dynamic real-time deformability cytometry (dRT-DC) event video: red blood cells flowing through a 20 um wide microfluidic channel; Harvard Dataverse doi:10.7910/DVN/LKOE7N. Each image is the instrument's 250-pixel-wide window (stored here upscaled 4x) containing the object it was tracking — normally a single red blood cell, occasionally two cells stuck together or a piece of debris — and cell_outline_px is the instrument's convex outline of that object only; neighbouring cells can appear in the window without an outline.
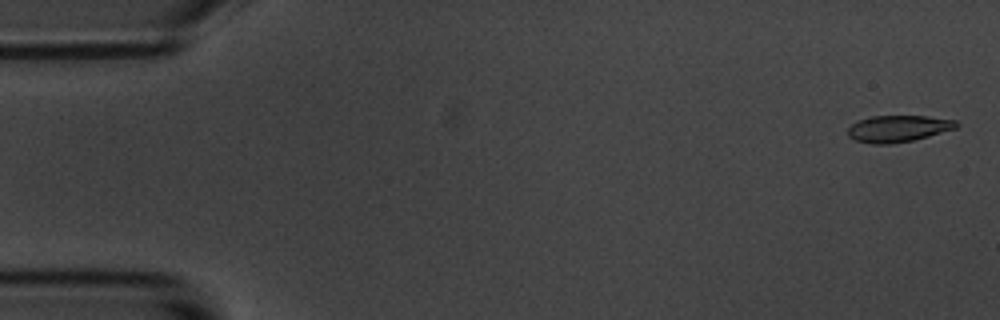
{"species": "common noctule bat (a hibernating species)", "species_latin": "Nyctalus noctula", "temperature_condition": "room temperature", "stored_images_in_passage": 58, "camera_frame_rate_fps": 3000, "um_per_image_px": 0.085, "animal": {"sex": "male", "body_mass_g": 20.1, "forearm_length_mm": 53.5}, "frame": {"image": 1, "passage_image": 2, "time_ms": 0.333, "image_size_px": [1000, 320], "cell_outline_px": [[960, 124], [956, 128], [928, 136], [912, 140], [888, 144], [872, 144], [856, 140], [848, 136], [848, 128], [852, 124], [860, 120], [872, 116], [928, 116], [956, 120]], "centroid_in_image_um": [76.36, 10.93], "position_along_channel_um": 8.6, "area_um2": 16.7}}
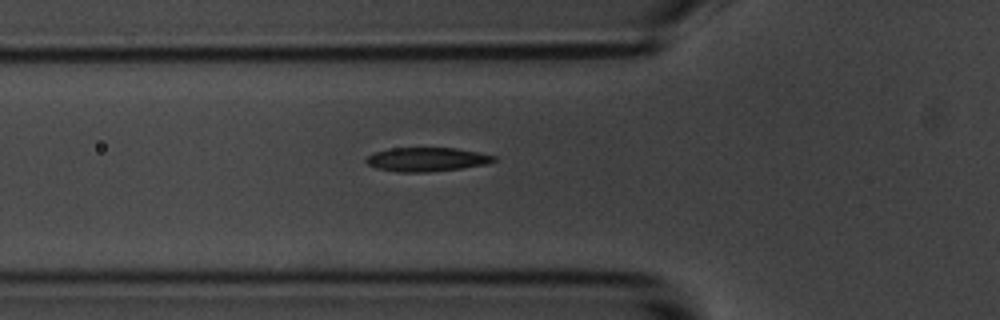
{"frame": {"image": 2, "passage_image": 20, "time_ms": 6.333, "image_size_px": [1000, 320], "cell_outline_px": [[496, 160], [488, 164], [460, 168], [428, 172], [396, 172], [376, 168], [368, 164], [364, 160], [372, 152], [392, 148], [456, 148], [496, 156]], "centroid_in_image_um": [36.24, 13.55], "position_along_channel_um": 89.6, "area_um2": 17.8}}
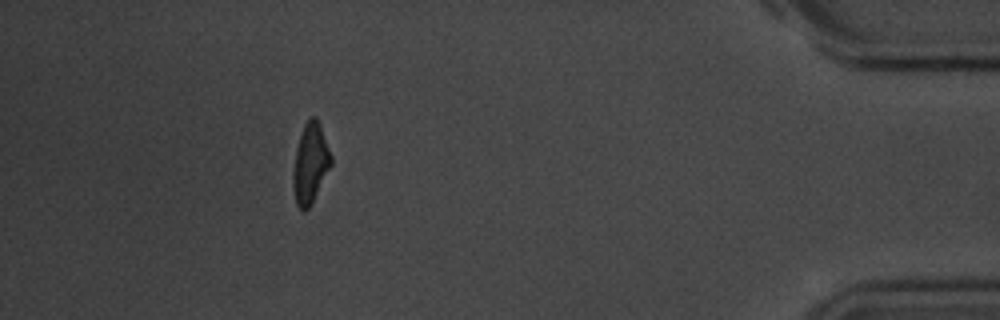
{"frame": {"image": 3, "passage_image": 52, "time_ms": 17.0, "image_size_px": [1000, 320], "cell_outline_px": [[332, 164], [308, 208], [304, 212], [296, 204], [292, 188], [292, 172], [296, 148], [304, 124], [308, 116], [316, 116], [320, 124], [332, 156]], "centroid_in_image_um": [26.36, 13.85], "position_along_channel_um": 408.8, "area_um2": 17.74}, "authors_computed_cell_mechanics": {"area_um2": 17.8602, "velocity_mm_per_s": 3.5053, "shape_relaxation_time_tau1_ms": 3.0196, "shape_relaxation_time_tau2_ms": 2.2689, "deformation_change_tau1": 0.1497, "deformation_change_tau2": 0.0909}}